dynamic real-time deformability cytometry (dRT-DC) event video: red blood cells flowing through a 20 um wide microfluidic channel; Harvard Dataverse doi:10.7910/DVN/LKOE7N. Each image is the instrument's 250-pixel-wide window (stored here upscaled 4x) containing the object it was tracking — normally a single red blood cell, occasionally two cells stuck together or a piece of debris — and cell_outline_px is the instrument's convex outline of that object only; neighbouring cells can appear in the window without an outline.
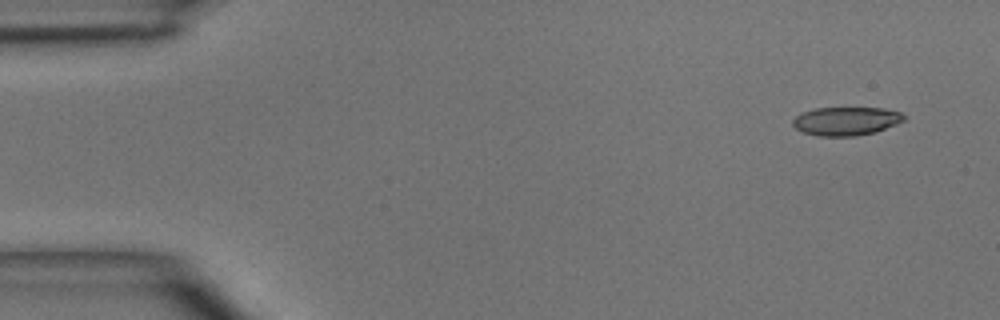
{"species": "common noctule bat (a hibernating species)", "species_latin": "Nyctalus noctula", "temperature_condition": "room temperature", "stored_images_in_passage": 3, "camera_frame_rate_fps": 3000, "um_per_image_px": 0.085, "animal": {"sex": "male", "body_mass_g": 15.6}, "frame": {"image": 1, "passage_image": 3, "time_ms": 2.333, "image_size_px": [1000, 320], "cell_outline_px": [[904, 120], [896, 124], [876, 132], [856, 136], [816, 136], [804, 132], [796, 128], [792, 124], [792, 120], [796, 116], [804, 112], [816, 108], [884, 108], [900, 112], [904, 116]], "centroid_in_image_um": [71.91, 10.3], "position_along_channel_um": 13.1, "area_um2": 18.38}}